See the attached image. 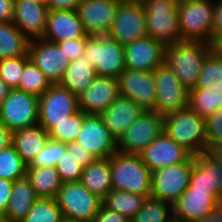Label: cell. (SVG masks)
<instances>
[{
  "instance_id": "1",
  "label": "cell",
  "mask_w": 222,
  "mask_h": 222,
  "mask_svg": "<svg viewBox=\"0 0 222 222\" xmlns=\"http://www.w3.org/2000/svg\"><path fill=\"white\" fill-rule=\"evenodd\" d=\"M213 49L212 44L202 41H177L165 46L164 64L190 90L197 86L204 61Z\"/></svg>"
},
{
  "instance_id": "2",
  "label": "cell",
  "mask_w": 222,
  "mask_h": 222,
  "mask_svg": "<svg viewBox=\"0 0 222 222\" xmlns=\"http://www.w3.org/2000/svg\"><path fill=\"white\" fill-rule=\"evenodd\" d=\"M113 190L151 196V171L139 154L116 152L110 157Z\"/></svg>"
},
{
  "instance_id": "3",
  "label": "cell",
  "mask_w": 222,
  "mask_h": 222,
  "mask_svg": "<svg viewBox=\"0 0 222 222\" xmlns=\"http://www.w3.org/2000/svg\"><path fill=\"white\" fill-rule=\"evenodd\" d=\"M163 132L194 156L206 153V120L189 107L163 117Z\"/></svg>"
},
{
  "instance_id": "4",
  "label": "cell",
  "mask_w": 222,
  "mask_h": 222,
  "mask_svg": "<svg viewBox=\"0 0 222 222\" xmlns=\"http://www.w3.org/2000/svg\"><path fill=\"white\" fill-rule=\"evenodd\" d=\"M149 37L165 46L181 41L177 0H141Z\"/></svg>"
},
{
  "instance_id": "5",
  "label": "cell",
  "mask_w": 222,
  "mask_h": 222,
  "mask_svg": "<svg viewBox=\"0 0 222 222\" xmlns=\"http://www.w3.org/2000/svg\"><path fill=\"white\" fill-rule=\"evenodd\" d=\"M214 0H182L178 5L181 40L211 44Z\"/></svg>"
},
{
  "instance_id": "6",
  "label": "cell",
  "mask_w": 222,
  "mask_h": 222,
  "mask_svg": "<svg viewBox=\"0 0 222 222\" xmlns=\"http://www.w3.org/2000/svg\"><path fill=\"white\" fill-rule=\"evenodd\" d=\"M56 200L65 222H93L102 205L80 182L63 183Z\"/></svg>"
},
{
  "instance_id": "7",
  "label": "cell",
  "mask_w": 222,
  "mask_h": 222,
  "mask_svg": "<svg viewBox=\"0 0 222 222\" xmlns=\"http://www.w3.org/2000/svg\"><path fill=\"white\" fill-rule=\"evenodd\" d=\"M83 55L95 66L97 76L117 79L126 68L124 46L107 35L87 36Z\"/></svg>"
},
{
  "instance_id": "8",
  "label": "cell",
  "mask_w": 222,
  "mask_h": 222,
  "mask_svg": "<svg viewBox=\"0 0 222 222\" xmlns=\"http://www.w3.org/2000/svg\"><path fill=\"white\" fill-rule=\"evenodd\" d=\"M78 112V96L54 84L39 97L38 125L49 133Z\"/></svg>"
},
{
  "instance_id": "9",
  "label": "cell",
  "mask_w": 222,
  "mask_h": 222,
  "mask_svg": "<svg viewBox=\"0 0 222 222\" xmlns=\"http://www.w3.org/2000/svg\"><path fill=\"white\" fill-rule=\"evenodd\" d=\"M153 73L157 94L153 111L164 117L187 109L189 107V90L174 72L163 63Z\"/></svg>"
},
{
  "instance_id": "10",
  "label": "cell",
  "mask_w": 222,
  "mask_h": 222,
  "mask_svg": "<svg viewBox=\"0 0 222 222\" xmlns=\"http://www.w3.org/2000/svg\"><path fill=\"white\" fill-rule=\"evenodd\" d=\"M195 156L187 162L158 169L151 173V197L175 203L188 189Z\"/></svg>"
},
{
  "instance_id": "11",
  "label": "cell",
  "mask_w": 222,
  "mask_h": 222,
  "mask_svg": "<svg viewBox=\"0 0 222 222\" xmlns=\"http://www.w3.org/2000/svg\"><path fill=\"white\" fill-rule=\"evenodd\" d=\"M164 119L153 110H144L117 140L119 152L140 154L163 133Z\"/></svg>"
},
{
  "instance_id": "12",
  "label": "cell",
  "mask_w": 222,
  "mask_h": 222,
  "mask_svg": "<svg viewBox=\"0 0 222 222\" xmlns=\"http://www.w3.org/2000/svg\"><path fill=\"white\" fill-rule=\"evenodd\" d=\"M39 98L11 89L0 105V121L11 131L38 125Z\"/></svg>"
},
{
  "instance_id": "13",
  "label": "cell",
  "mask_w": 222,
  "mask_h": 222,
  "mask_svg": "<svg viewBox=\"0 0 222 222\" xmlns=\"http://www.w3.org/2000/svg\"><path fill=\"white\" fill-rule=\"evenodd\" d=\"M107 36L125 46L148 36L141 1H121Z\"/></svg>"
},
{
  "instance_id": "14",
  "label": "cell",
  "mask_w": 222,
  "mask_h": 222,
  "mask_svg": "<svg viewBox=\"0 0 222 222\" xmlns=\"http://www.w3.org/2000/svg\"><path fill=\"white\" fill-rule=\"evenodd\" d=\"M75 142L82 145L94 159L110 158L118 152L117 139L99 115L83 113V123Z\"/></svg>"
},
{
  "instance_id": "15",
  "label": "cell",
  "mask_w": 222,
  "mask_h": 222,
  "mask_svg": "<svg viewBox=\"0 0 222 222\" xmlns=\"http://www.w3.org/2000/svg\"><path fill=\"white\" fill-rule=\"evenodd\" d=\"M117 82L120 96L133 100L144 110H154L157 94L153 72L125 68Z\"/></svg>"
},
{
  "instance_id": "16",
  "label": "cell",
  "mask_w": 222,
  "mask_h": 222,
  "mask_svg": "<svg viewBox=\"0 0 222 222\" xmlns=\"http://www.w3.org/2000/svg\"><path fill=\"white\" fill-rule=\"evenodd\" d=\"M29 57L52 85L59 84L70 60L55 43L43 39L30 41Z\"/></svg>"
},
{
  "instance_id": "17",
  "label": "cell",
  "mask_w": 222,
  "mask_h": 222,
  "mask_svg": "<svg viewBox=\"0 0 222 222\" xmlns=\"http://www.w3.org/2000/svg\"><path fill=\"white\" fill-rule=\"evenodd\" d=\"M121 0H82L77 13L88 36L107 35Z\"/></svg>"
},
{
  "instance_id": "18",
  "label": "cell",
  "mask_w": 222,
  "mask_h": 222,
  "mask_svg": "<svg viewBox=\"0 0 222 222\" xmlns=\"http://www.w3.org/2000/svg\"><path fill=\"white\" fill-rule=\"evenodd\" d=\"M139 155L151 172L172 165L185 163L193 156L191 152L183 146L178 145L164 132Z\"/></svg>"
},
{
  "instance_id": "19",
  "label": "cell",
  "mask_w": 222,
  "mask_h": 222,
  "mask_svg": "<svg viewBox=\"0 0 222 222\" xmlns=\"http://www.w3.org/2000/svg\"><path fill=\"white\" fill-rule=\"evenodd\" d=\"M165 45L149 36L124 46L125 67L129 70L153 72L164 63Z\"/></svg>"
},
{
  "instance_id": "20",
  "label": "cell",
  "mask_w": 222,
  "mask_h": 222,
  "mask_svg": "<svg viewBox=\"0 0 222 222\" xmlns=\"http://www.w3.org/2000/svg\"><path fill=\"white\" fill-rule=\"evenodd\" d=\"M119 96L117 79L96 76L90 86L78 96L79 111L86 115H99Z\"/></svg>"
},
{
  "instance_id": "21",
  "label": "cell",
  "mask_w": 222,
  "mask_h": 222,
  "mask_svg": "<svg viewBox=\"0 0 222 222\" xmlns=\"http://www.w3.org/2000/svg\"><path fill=\"white\" fill-rule=\"evenodd\" d=\"M49 9L33 0H15L14 24L30 41L42 39Z\"/></svg>"
},
{
  "instance_id": "22",
  "label": "cell",
  "mask_w": 222,
  "mask_h": 222,
  "mask_svg": "<svg viewBox=\"0 0 222 222\" xmlns=\"http://www.w3.org/2000/svg\"><path fill=\"white\" fill-rule=\"evenodd\" d=\"M87 36L77 11L49 10L43 40L56 44Z\"/></svg>"
},
{
  "instance_id": "23",
  "label": "cell",
  "mask_w": 222,
  "mask_h": 222,
  "mask_svg": "<svg viewBox=\"0 0 222 222\" xmlns=\"http://www.w3.org/2000/svg\"><path fill=\"white\" fill-rule=\"evenodd\" d=\"M143 111L144 109L136 102L119 95L99 116L112 135L118 140Z\"/></svg>"
},
{
  "instance_id": "24",
  "label": "cell",
  "mask_w": 222,
  "mask_h": 222,
  "mask_svg": "<svg viewBox=\"0 0 222 222\" xmlns=\"http://www.w3.org/2000/svg\"><path fill=\"white\" fill-rule=\"evenodd\" d=\"M218 204L209 192L186 190L172 204V210L175 215L183 217L187 222H193L209 215Z\"/></svg>"
},
{
  "instance_id": "25",
  "label": "cell",
  "mask_w": 222,
  "mask_h": 222,
  "mask_svg": "<svg viewBox=\"0 0 222 222\" xmlns=\"http://www.w3.org/2000/svg\"><path fill=\"white\" fill-rule=\"evenodd\" d=\"M49 140V133L39 125L12 132V144L28 166Z\"/></svg>"
},
{
  "instance_id": "26",
  "label": "cell",
  "mask_w": 222,
  "mask_h": 222,
  "mask_svg": "<svg viewBox=\"0 0 222 222\" xmlns=\"http://www.w3.org/2000/svg\"><path fill=\"white\" fill-rule=\"evenodd\" d=\"M38 199L39 197L26 177L14 181L11 198L3 217L9 222H22Z\"/></svg>"
},
{
  "instance_id": "27",
  "label": "cell",
  "mask_w": 222,
  "mask_h": 222,
  "mask_svg": "<svg viewBox=\"0 0 222 222\" xmlns=\"http://www.w3.org/2000/svg\"><path fill=\"white\" fill-rule=\"evenodd\" d=\"M96 76L95 66L82 55L70 62L58 85L79 96L90 86Z\"/></svg>"
},
{
  "instance_id": "28",
  "label": "cell",
  "mask_w": 222,
  "mask_h": 222,
  "mask_svg": "<svg viewBox=\"0 0 222 222\" xmlns=\"http://www.w3.org/2000/svg\"><path fill=\"white\" fill-rule=\"evenodd\" d=\"M79 182L92 194L103 200L113 189L110 158L95 159L83 169Z\"/></svg>"
},
{
  "instance_id": "29",
  "label": "cell",
  "mask_w": 222,
  "mask_h": 222,
  "mask_svg": "<svg viewBox=\"0 0 222 222\" xmlns=\"http://www.w3.org/2000/svg\"><path fill=\"white\" fill-rule=\"evenodd\" d=\"M26 178L39 198L56 199L63 185L56 167L27 168Z\"/></svg>"
},
{
  "instance_id": "30",
  "label": "cell",
  "mask_w": 222,
  "mask_h": 222,
  "mask_svg": "<svg viewBox=\"0 0 222 222\" xmlns=\"http://www.w3.org/2000/svg\"><path fill=\"white\" fill-rule=\"evenodd\" d=\"M29 44L14 23L0 22V60L29 55Z\"/></svg>"
},
{
  "instance_id": "31",
  "label": "cell",
  "mask_w": 222,
  "mask_h": 222,
  "mask_svg": "<svg viewBox=\"0 0 222 222\" xmlns=\"http://www.w3.org/2000/svg\"><path fill=\"white\" fill-rule=\"evenodd\" d=\"M144 199L142 195L112 189L102 200V205L130 221L140 211Z\"/></svg>"
},
{
  "instance_id": "32",
  "label": "cell",
  "mask_w": 222,
  "mask_h": 222,
  "mask_svg": "<svg viewBox=\"0 0 222 222\" xmlns=\"http://www.w3.org/2000/svg\"><path fill=\"white\" fill-rule=\"evenodd\" d=\"M189 108L203 119L222 109V91L192 88L189 90Z\"/></svg>"
},
{
  "instance_id": "33",
  "label": "cell",
  "mask_w": 222,
  "mask_h": 222,
  "mask_svg": "<svg viewBox=\"0 0 222 222\" xmlns=\"http://www.w3.org/2000/svg\"><path fill=\"white\" fill-rule=\"evenodd\" d=\"M194 88L222 91V55L214 48L205 59Z\"/></svg>"
},
{
  "instance_id": "34",
  "label": "cell",
  "mask_w": 222,
  "mask_h": 222,
  "mask_svg": "<svg viewBox=\"0 0 222 222\" xmlns=\"http://www.w3.org/2000/svg\"><path fill=\"white\" fill-rule=\"evenodd\" d=\"M51 82L44 73L30 59L26 64L24 71L20 77L17 90L27 92L37 96H42L50 87Z\"/></svg>"
},
{
  "instance_id": "35",
  "label": "cell",
  "mask_w": 222,
  "mask_h": 222,
  "mask_svg": "<svg viewBox=\"0 0 222 222\" xmlns=\"http://www.w3.org/2000/svg\"><path fill=\"white\" fill-rule=\"evenodd\" d=\"M27 167L13 144L0 151V178L13 182L23 179L26 177Z\"/></svg>"
},
{
  "instance_id": "36",
  "label": "cell",
  "mask_w": 222,
  "mask_h": 222,
  "mask_svg": "<svg viewBox=\"0 0 222 222\" xmlns=\"http://www.w3.org/2000/svg\"><path fill=\"white\" fill-rule=\"evenodd\" d=\"M172 213V204L150 196L130 222H167Z\"/></svg>"
},
{
  "instance_id": "37",
  "label": "cell",
  "mask_w": 222,
  "mask_h": 222,
  "mask_svg": "<svg viewBox=\"0 0 222 222\" xmlns=\"http://www.w3.org/2000/svg\"><path fill=\"white\" fill-rule=\"evenodd\" d=\"M22 222H65L54 198H39Z\"/></svg>"
},
{
  "instance_id": "38",
  "label": "cell",
  "mask_w": 222,
  "mask_h": 222,
  "mask_svg": "<svg viewBox=\"0 0 222 222\" xmlns=\"http://www.w3.org/2000/svg\"><path fill=\"white\" fill-rule=\"evenodd\" d=\"M83 123V112L79 111L77 114L67 118V121L57 124L50 132V139L64 144L75 142L81 130Z\"/></svg>"
},
{
  "instance_id": "39",
  "label": "cell",
  "mask_w": 222,
  "mask_h": 222,
  "mask_svg": "<svg viewBox=\"0 0 222 222\" xmlns=\"http://www.w3.org/2000/svg\"><path fill=\"white\" fill-rule=\"evenodd\" d=\"M30 60L29 55L17 58H8L0 60V79L11 88L16 89L20 77L24 71L25 64Z\"/></svg>"
},
{
  "instance_id": "40",
  "label": "cell",
  "mask_w": 222,
  "mask_h": 222,
  "mask_svg": "<svg viewBox=\"0 0 222 222\" xmlns=\"http://www.w3.org/2000/svg\"><path fill=\"white\" fill-rule=\"evenodd\" d=\"M66 151V144L50 139L27 168L56 167Z\"/></svg>"
},
{
  "instance_id": "41",
  "label": "cell",
  "mask_w": 222,
  "mask_h": 222,
  "mask_svg": "<svg viewBox=\"0 0 222 222\" xmlns=\"http://www.w3.org/2000/svg\"><path fill=\"white\" fill-rule=\"evenodd\" d=\"M83 167L78 164V161L66 151L57 163L56 170L60 175L63 183L79 182Z\"/></svg>"
},
{
  "instance_id": "42",
  "label": "cell",
  "mask_w": 222,
  "mask_h": 222,
  "mask_svg": "<svg viewBox=\"0 0 222 222\" xmlns=\"http://www.w3.org/2000/svg\"><path fill=\"white\" fill-rule=\"evenodd\" d=\"M195 163L201 169H210L211 188H215L218 196H222V165L216 163L206 153L195 156Z\"/></svg>"
},
{
  "instance_id": "43",
  "label": "cell",
  "mask_w": 222,
  "mask_h": 222,
  "mask_svg": "<svg viewBox=\"0 0 222 222\" xmlns=\"http://www.w3.org/2000/svg\"><path fill=\"white\" fill-rule=\"evenodd\" d=\"M187 190L209 192L219 202L220 197L215 188H211L210 169H201L196 163L193 165L191 180Z\"/></svg>"
},
{
  "instance_id": "44",
  "label": "cell",
  "mask_w": 222,
  "mask_h": 222,
  "mask_svg": "<svg viewBox=\"0 0 222 222\" xmlns=\"http://www.w3.org/2000/svg\"><path fill=\"white\" fill-rule=\"evenodd\" d=\"M206 146L222 144V109H218L206 119Z\"/></svg>"
},
{
  "instance_id": "45",
  "label": "cell",
  "mask_w": 222,
  "mask_h": 222,
  "mask_svg": "<svg viewBox=\"0 0 222 222\" xmlns=\"http://www.w3.org/2000/svg\"><path fill=\"white\" fill-rule=\"evenodd\" d=\"M68 56L70 62L83 55L86 44V37L56 43Z\"/></svg>"
},
{
  "instance_id": "46",
  "label": "cell",
  "mask_w": 222,
  "mask_h": 222,
  "mask_svg": "<svg viewBox=\"0 0 222 222\" xmlns=\"http://www.w3.org/2000/svg\"><path fill=\"white\" fill-rule=\"evenodd\" d=\"M66 149L73 158L78 161V164L86 168L90 163H92L95 159L94 157L82 146L77 144L76 142L66 143Z\"/></svg>"
},
{
  "instance_id": "47",
  "label": "cell",
  "mask_w": 222,
  "mask_h": 222,
  "mask_svg": "<svg viewBox=\"0 0 222 222\" xmlns=\"http://www.w3.org/2000/svg\"><path fill=\"white\" fill-rule=\"evenodd\" d=\"M222 39V0H214V16L211 28V44Z\"/></svg>"
},
{
  "instance_id": "48",
  "label": "cell",
  "mask_w": 222,
  "mask_h": 222,
  "mask_svg": "<svg viewBox=\"0 0 222 222\" xmlns=\"http://www.w3.org/2000/svg\"><path fill=\"white\" fill-rule=\"evenodd\" d=\"M93 222H130L127 218L101 205Z\"/></svg>"
},
{
  "instance_id": "49",
  "label": "cell",
  "mask_w": 222,
  "mask_h": 222,
  "mask_svg": "<svg viewBox=\"0 0 222 222\" xmlns=\"http://www.w3.org/2000/svg\"><path fill=\"white\" fill-rule=\"evenodd\" d=\"M13 181L0 178V216H4L9 200L11 198V190Z\"/></svg>"
},
{
  "instance_id": "50",
  "label": "cell",
  "mask_w": 222,
  "mask_h": 222,
  "mask_svg": "<svg viewBox=\"0 0 222 222\" xmlns=\"http://www.w3.org/2000/svg\"><path fill=\"white\" fill-rule=\"evenodd\" d=\"M82 0H48L47 8L50 11L69 10L77 11Z\"/></svg>"
},
{
  "instance_id": "51",
  "label": "cell",
  "mask_w": 222,
  "mask_h": 222,
  "mask_svg": "<svg viewBox=\"0 0 222 222\" xmlns=\"http://www.w3.org/2000/svg\"><path fill=\"white\" fill-rule=\"evenodd\" d=\"M15 0H0V22H14Z\"/></svg>"
},
{
  "instance_id": "52",
  "label": "cell",
  "mask_w": 222,
  "mask_h": 222,
  "mask_svg": "<svg viewBox=\"0 0 222 222\" xmlns=\"http://www.w3.org/2000/svg\"><path fill=\"white\" fill-rule=\"evenodd\" d=\"M12 144V132L0 121V151Z\"/></svg>"
},
{
  "instance_id": "53",
  "label": "cell",
  "mask_w": 222,
  "mask_h": 222,
  "mask_svg": "<svg viewBox=\"0 0 222 222\" xmlns=\"http://www.w3.org/2000/svg\"><path fill=\"white\" fill-rule=\"evenodd\" d=\"M206 154L216 163L222 165V144L215 146H206Z\"/></svg>"
},
{
  "instance_id": "54",
  "label": "cell",
  "mask_w": 222,
  "mask_h": 222,
  "mask_svg": "<svg viewBox=\"0 0 222 222\" xmlns=\"http://www.w3.org/2000/svg\"><path fill=\"white\" fill-rule=\"evenodd\" d=\"M193 222H222V207L217 205L209 215Z\"/></svg>"
},
{
  "instance_id": "55",
  "label": "cell",
  "mask_w": 222,
  "mask_h": 222,
  "mask_svg": "<svg viewBox=\"0 0 222 222\" xmlns=\"http://www.w3.org/2000/svg\"><path fill=\"white\" fill-rule=\"evenodd\" d=\"M11 88H9L3 80L0 79V105L7 98Z\"/></svg>"
},
{
  "instance_id": "56",
  "label": "cell",
  "mask_w": 222,
  "mask_h": 222,
  "mask_svg": "<svg viewBox=\"0 0 222 222\" xmlns=\"http://www.w3.org/2000/svg\"><path fill=\"white\" fill-rule=\"evenodd\" d=\"M167 222H187V221L183 217L177 216L174 213H172Z\"/></svg>"
},
{
  "instance_id": "57",
  "label": "cell",
  "mask_w": 222,
  "mask_h": 222,
  "mask_svg": "<svg viewBox=\"0 0 222 222\" xmlns=\"http://www.w3.org/2000/svg\"><path fill=\"white\" fill-rule=\"evenodd\" d=\"M214 48L222 55V39L214 45Z\"/></svg>"
},
{
  "instance_id": "58",
  "label": "cell",
  "mask_w": 222,
  "mask_h": 222,
  "mask_svg": "<svg viewBox=\"0 0 222 222\" xmlns=\"http://www.w3.org/2000/svg\"><path fill=\"white\" fill-rule=\"evenodd\" d=\"M34 2H37L39 4L47 6L48 0H33Z\"/></svg>"
},
{
  "instance_id": "59",
  "label": "cell",
  "mask_w": 222,
  "mask_h": 222,
  "mask_svg": "<svg viewBox=\"0 0 222 222\" xmlns=\"http://www.w3.org/2000/svg\"><path fill=\"white\" fill-rule=\"evenodd\" d=\"M0 222H9V221L6 220L3 216H0Z\"/></svg>"
},
{
  "instance_id": "60",
  "label": "cell",
  "mask_w": 222,
  "mask_h": 222,
  "mask_svg": "<svg viewBox=\"0 0 222 222\" xmlns=\"http://www.w3.org/2000/svg\"><path fill=\"white\" fill-rule=\"evenodd\" d=\"M218 205L222 207V196H220V198H219V204Z\"/></svg>"
},
{
  "instance_id": "61",
  "label": "cell",
  "mask_w": 222,
  "mask_h": 222,
  "mask_svg": "<svg viewBox=\"0 0 222 222\" xmlns=\"http://www.w3.org/2000/svg\"><path fill=\"white\" fill-rule=\"evenodd\" d=\"M121 1H141V0H121Z\"/></svg>"
}]
</instances>
